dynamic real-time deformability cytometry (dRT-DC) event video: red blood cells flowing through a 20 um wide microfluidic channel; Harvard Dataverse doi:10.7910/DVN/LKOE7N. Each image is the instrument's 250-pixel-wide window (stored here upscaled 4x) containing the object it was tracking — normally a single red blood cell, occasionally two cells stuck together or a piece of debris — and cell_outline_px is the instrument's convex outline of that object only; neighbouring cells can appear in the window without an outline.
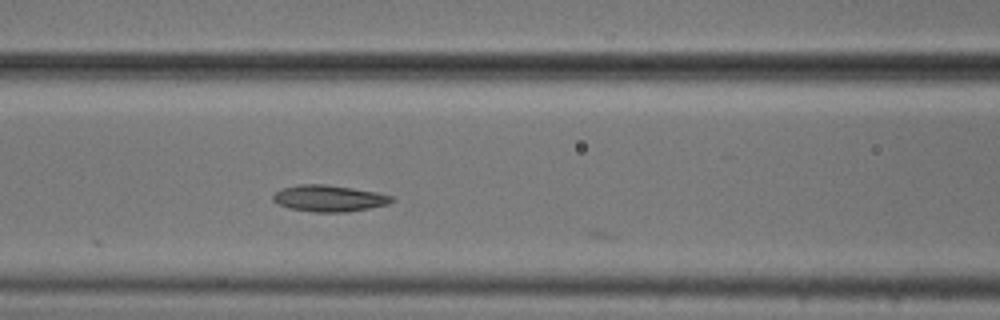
{"species": "common noctule bat (a hibernating species)", "species_latin": "Nyctalus noctula", "temperature_condition": "cold", "stored_images_in_passage": 12, "camera_frame_rate_fps": 3000, "um_per_image_px": 0.085, "animal": {"sex": "male", "body_mass_g": 20.5, "forearm_length_mm": 52.5}, "frame": {"image": 1, "passage_image": 11, "time_ms": 3.333, "image_size_px": [1000, 320], "cell_outline_px": [[396, 200], [388, 204], [368, 208], [344, 212], [312, 212], [288, 208], [272, 200], [272, 196], [276, 192], [284, 188], [300, 184], [324, 184], [352, 188], [376, 192], [392, 196]], "centroid_in_image_um": [27.97, 16.86], "position_along_channel_um": 138.6, "area_um2": 18.15}}